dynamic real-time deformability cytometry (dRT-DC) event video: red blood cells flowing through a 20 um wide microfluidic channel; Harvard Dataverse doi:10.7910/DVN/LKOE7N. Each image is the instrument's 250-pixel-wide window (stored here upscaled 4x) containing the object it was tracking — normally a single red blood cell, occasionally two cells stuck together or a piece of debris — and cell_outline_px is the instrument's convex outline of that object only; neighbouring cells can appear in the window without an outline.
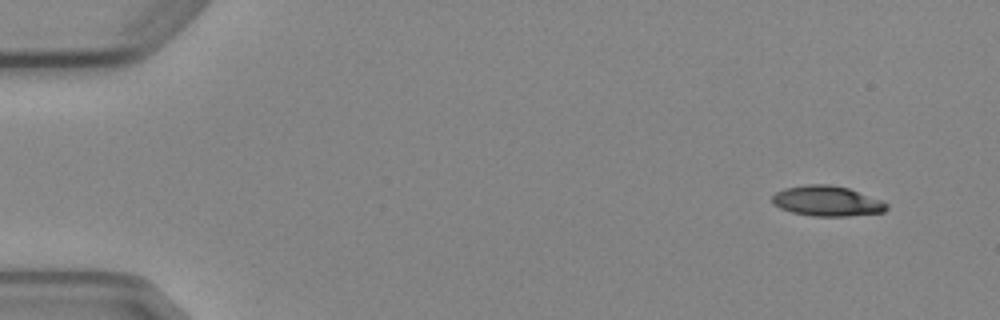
{"species": "Egyptian fruit bat (a non-hibernating species)", "species_latin": "Rousettus aegyptiacus", "temperature_condition": "cold", "stored_images_in_passage": 6, "camera_frame_rate_fps": 3000, "um_per_image_px": 0.085, "animal": {"sex": "female"}, "frame": {"image": 1, "passage_image": 1, "time_ms": 0.0, "image_size_px": [1000, 320], "cell_outline_px": [[888, 208], [884, 212], [848, 216], [812, 216], [792, 212], [780, 208], [772, 204], [772, 196], [776, 192], [784, 188], [804, 184], [828, 184], [848, 188], [884, 200], [888, 204]], "centroid_in_image_um": [70.31, 17.08], "position_along_channel_um": 14.7, "area_um2": 20.4}}
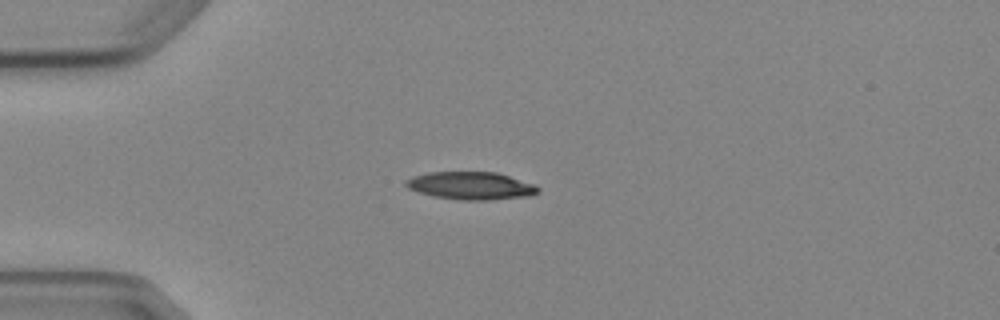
{"frame": {"image": 2, "passage_image": 3, "time_ms": 3.333, "image_size_px": [1000, 320], "cell_outline_px": [[540, 192], [532, 196], [488, 200], [460, 200], [432, 196], [408, 188], [404, 184], [404, 180], [412, 176], [428, 172], [496, 172], [532, 184], [540, 188]], "centroid_in_image_um": [40.0, 15.79], "position_along_channel_um": 45.0, "area_um2": 21.39}}
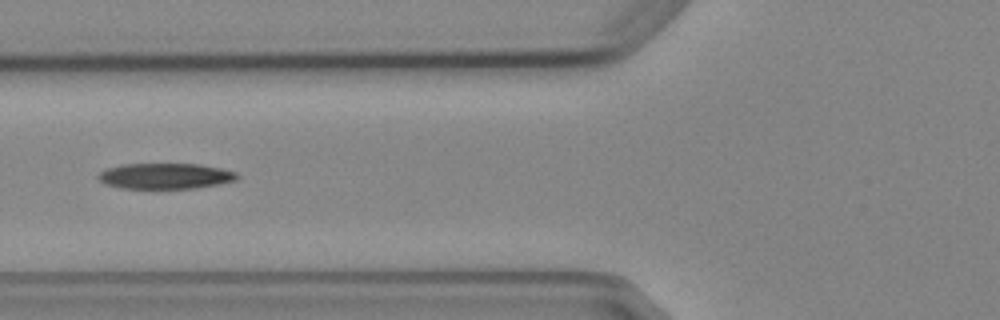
{"frame": {"image": 3, "passage_image": 5, "time_ms": 5.667, "image_size_px": [1000, 320], "cell_outline_px": [[240, 176], [236, 180], [196, 188], [120, 188], [104, 184], [96, 176], [100, 172], [108, 168], [120, 164], [200, 164], [220, 168], [236, 172]], "centroid_in_image_um": [14.03, 14.96], "position_along_channel_um": 111.8, "area_um2": 20.75}}